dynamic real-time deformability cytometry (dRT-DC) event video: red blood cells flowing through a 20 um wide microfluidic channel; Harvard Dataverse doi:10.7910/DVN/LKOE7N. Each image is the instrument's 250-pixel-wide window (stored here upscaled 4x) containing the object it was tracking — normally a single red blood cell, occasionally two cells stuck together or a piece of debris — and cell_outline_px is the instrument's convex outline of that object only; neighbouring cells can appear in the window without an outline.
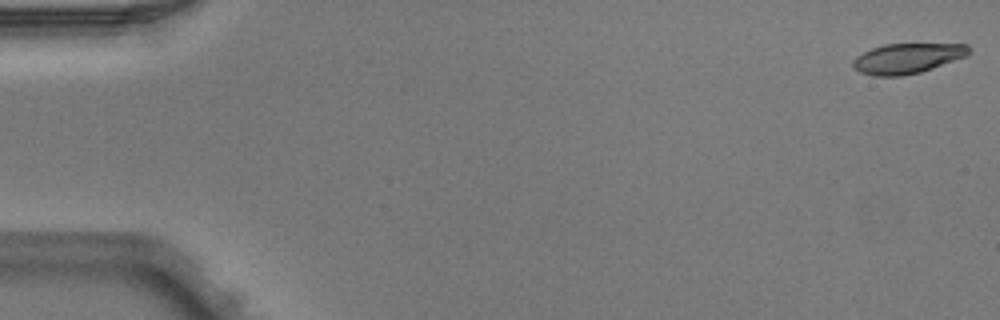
{"species": "Egyptian fruit bat (a non-hibernating species)", "species_latin": "Rousettus aegyptiacus", "temperature_condition": "warm", "stored_images_in_passage": 5, "camera_frame_rate_fps": 3000, "um_per_image_px": 0.085, "animal": {"sex": "male"}, "frame": {"image": 1, "passage_image": 1, "time_ms": 0.0, "image_size_px": [1000, 320], "cell_outline_px": [[968, 56], [920, 72], [900, 76], [872, 76], [860, 72], [852, 64], [852, 60], [856, 56], [872, 48], [884, 44], [968, 44]], "centroid_in_image_um": [77.1, 4.96], "position_along_channel_um": 7.9, "area_um2": 20.23}}
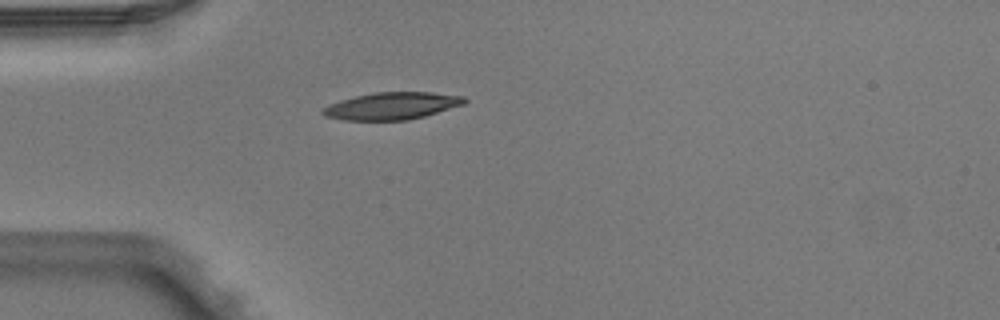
{"frame": {"image": 2, "passage_image": 5, "time_ms": 1.333, "image_size_px": [1000, 320], "cell_outline_px": [[468, 100], [464, 104], [424, 116], [408, 120], [344, 120], [324, 116], [320, 112], [320, 108], [328, 104], [340, 100], [356, 96], [376, 92], [432, 92], [464, 96]], "centroid_in_image_um": [33.27, 9.0], "position_along_channel_um": 51.7, "area_um2": 22.54}}